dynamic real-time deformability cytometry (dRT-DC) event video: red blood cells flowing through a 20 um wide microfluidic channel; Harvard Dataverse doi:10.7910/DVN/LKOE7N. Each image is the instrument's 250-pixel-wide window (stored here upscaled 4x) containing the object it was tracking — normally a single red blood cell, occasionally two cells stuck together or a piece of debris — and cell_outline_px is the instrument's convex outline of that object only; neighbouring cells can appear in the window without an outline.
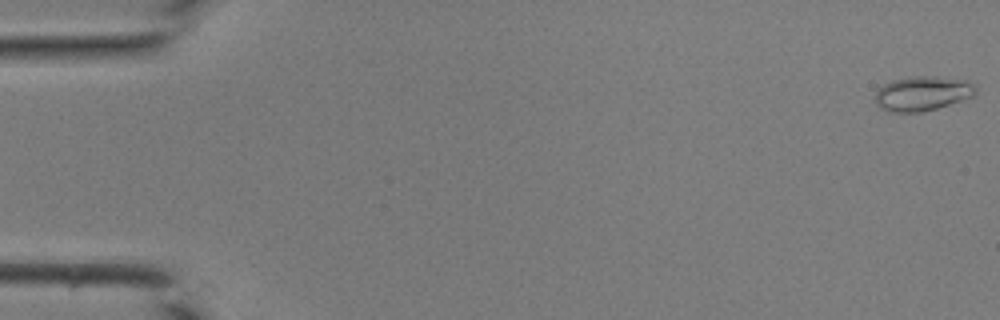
{"species": "common noctule bat (a hibernating species)", "species_latin": "Nyctalus noctula", "temperature_condition": "room temperature", "stored_images_in_passage": 43, "camera_frame_rate_fps": 3000, "um_per_image_px": 0.085, "animal": {"sex": "male", "body_mass_g": 19.0, "forearm_length_mm": 50.8}, "frame": {"image": 1, "passage_image": 1, "time_ms": 0.0, "image_size_px": [1000, 320], "cell_outline_px": [[976, 92], [972, 96], [936, 108], [920, 112], [888, 112], [880, 108], [876, 104], [876, 92], [884, 84], [892, 80], [916, 76], [936, 76], [956, 80], [972, 84], [976, 88]], "centroid_in_image_um": [78.33, 7.96], "position_along_channel_um": 6.7, "area_um2": 19.71}}
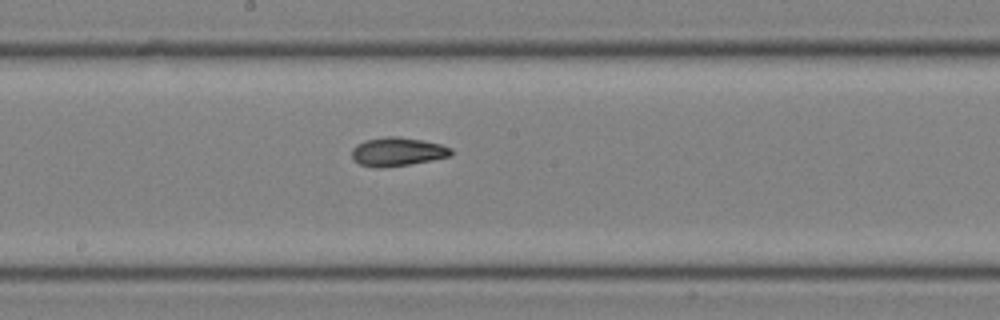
{"frame": {"image": 2, "passage_image": 24, "time_ms": 7.667, "image_size_px": [1000, 320], "cell_outline_px": [[452, 156], [432, 160], [408, 164], [380, 168], [372, 168], [360, 164], [352, 156], [352, 148], [356, 144], [364, 140], [388, 136], [396, 136], [420, 140], [440, 144], [452, 148]], "centroid_in_image_um": [33.77, 12.9], "position_along_channel_um": 214.4, "area_um2": 16.53}}
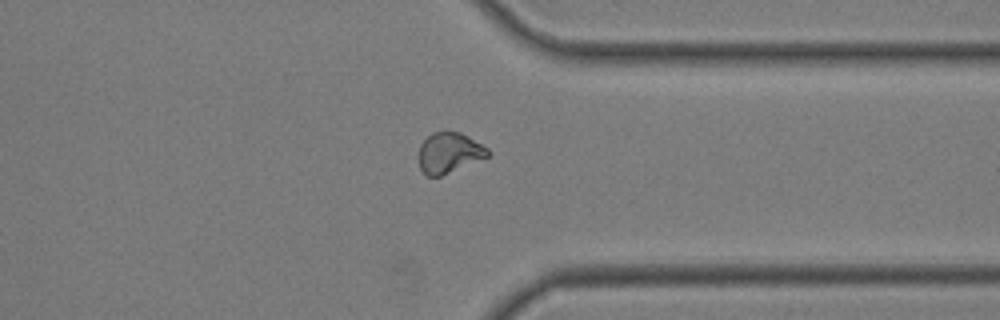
{"frame": {"image": 3, "passage_image": 34, "time_ms": 11.0, "image_size_px": [1000, 320], "cell_outline_px": [[488, 156], [440, 176], [428, 176], [420, 168], [420, 144], [432, 132], [460, 132], [468, 136], [488, 148]], "centroid_in_image_um": [38.17, 12.97], "position_along_channel_um": 373.2, "area_um2": 15.84}}